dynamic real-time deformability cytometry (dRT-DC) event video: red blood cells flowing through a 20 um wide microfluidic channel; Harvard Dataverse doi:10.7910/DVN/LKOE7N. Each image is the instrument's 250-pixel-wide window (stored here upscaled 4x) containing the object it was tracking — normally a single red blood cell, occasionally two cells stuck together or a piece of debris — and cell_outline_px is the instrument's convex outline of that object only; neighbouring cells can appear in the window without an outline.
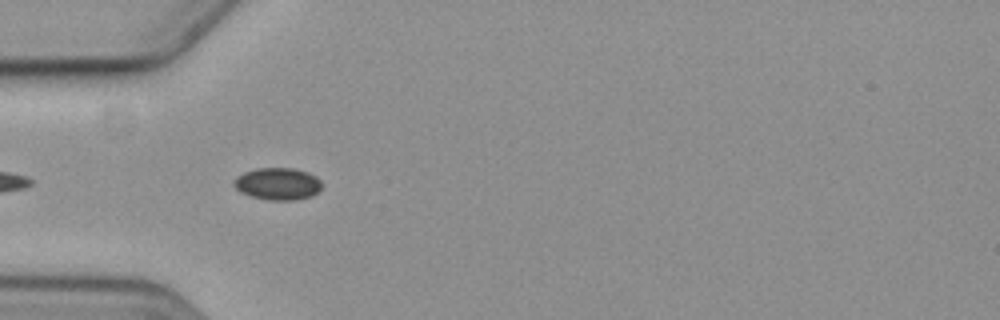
{"species": "common noctule bat (a hibernating species)", "species_latin": "Nyctalus noctula", "temperature_condition": "cold", "stored_images_in_passage": 14, "segment_of_instrument_passage": [2, 2], "camera_frame_rate_fps": 3000, "um_per_image_px": 0.085, "animal": {"sex": "female", "body_mass_g": 19.3, "forearm_length_mm": 54.1}, "frame": {"image": 1, "passage_image": 5, "time_ms": 5.667, "image_size_px": [1000, 320], "cell_outline_px": [[320, 188], [312, 196], [296, 200], [268, 200], [248, 196], [240, 192], [232, 184], [232, 180], [236, 176], [244, 172], [256, 168], [292, 168], [308, 172], [316, 176], [320, 180]], "centroid_in_image_um": [23.55, 15.62], "position_along_channel_um": 61.4, "area_um2": 16.65}}
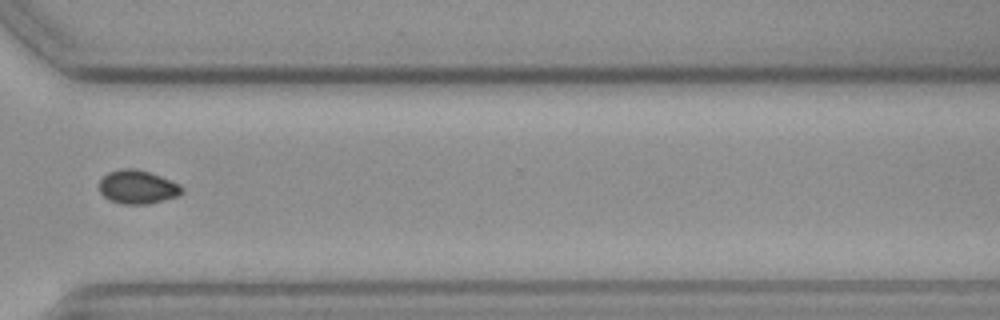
{"frame": {"image": 2, "passage_image": 12, "time_ms": 14.0, "image_size_px": [1000, 320], "cell_outline_px": [[184, 192], [180, 196], [148, 204], [120, 204], [108, 200], [100, 192], [100, 180], [108, 172], [120, 168], [136, 168], [160, 176], [180, 184], [184, 188]], "centroid_in_image_um": [11.71, 15.9], "position_along_channel_um": 358.9, "area_um2": 16.42}}